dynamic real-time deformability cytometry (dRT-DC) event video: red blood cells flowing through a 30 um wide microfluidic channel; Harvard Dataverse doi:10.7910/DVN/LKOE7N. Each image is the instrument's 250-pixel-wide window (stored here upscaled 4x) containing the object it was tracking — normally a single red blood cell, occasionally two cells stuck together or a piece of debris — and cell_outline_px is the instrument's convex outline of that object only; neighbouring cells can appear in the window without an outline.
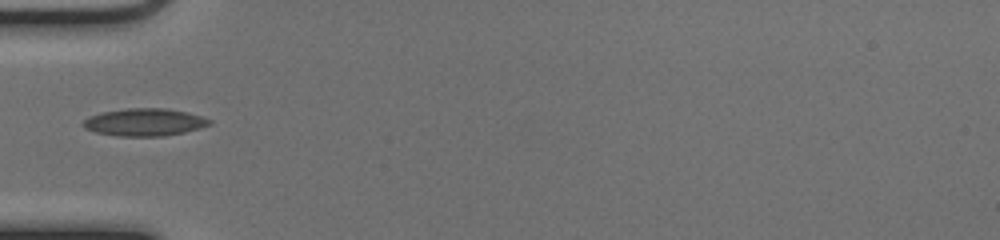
{"species": "common noctule bat (a hibernating species)", "species_latin": "Nyctalus noctula", "temperature_condition": "cold", "stored_images_in_passage": 28, "camera_frame_rate_fps": 3000, "um_per_image_px": 0.085, "animal": {"sex": "female", "body_mass_g": 17.0, "forearm_length_mm": 48.0}, "frame": {"image": 1, "passage_image": 1, "time_ms": 0.0, "image_size_px": [1000, 240], "cell_outline_px": [[212, 124], [200, 128], [184, 132], [164, 136], [116, 136], [96, 132], [84, 128], [80, 124], [88, 116], [100, 112], [128, 108], [164, 108], [188, 112], [212, 120]], "centroid_in_image_um": [12.25, 10.38], "position_along_channel_um": 72.7, "area_um2": 20.4}}
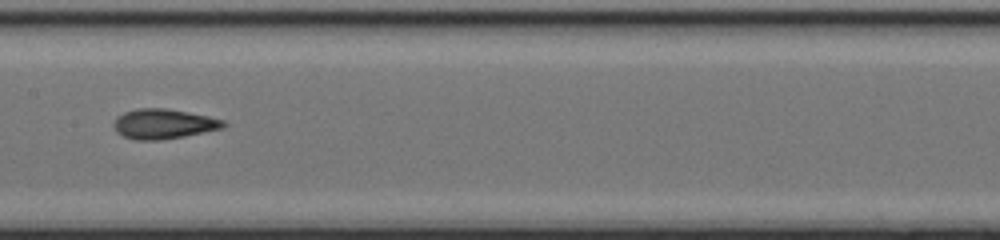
{"frame": {"image": 2, "passage_image": 10, "time_ms": 3.0, "image_size_px": [1000, 240], "cell_outline_px": [[228, 124], [224, 128], [184, 136], [160, 140], [136, 140], [124, 136], [116, 132], [112, 124], [116, 116], [124, 112], [136, 108], [164, 108], [208, 116], [224, 120]], "centroid_in_image_um": [13.88, 10.53], "position_along_channel_um": 193.5, "area_um2": 19.19}}
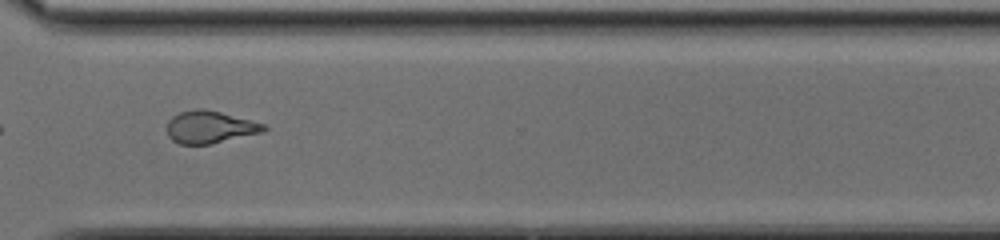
{"frame": {"image": 3, "passage_image": 22, "time_ms": 7.0, "image_size_px": [1000, 240], "cell_outline_px": [[268, 128], [264, 132], [212, 144], [180, 144], [172, 140], [168, 136], [168, 120], [172, 116], [180, 112], [196, 108], [204, 108], [220, 112], [264, 124]], "centroid_in_image_um": [17.84, 10.8], "position_along_channel_um": 352.8, "area_um2": 18.26}, "authors_computed_cell_mechanics": {"area_um2": 18.207, "velocity_mm_per_s": 3.9911, "shape_relaxation_time_tau1_ms": 6.537, "shape_relaxation_time_tau2_ms": 2.1574, "deformation_change_tau1": 0.2229, "deformation_change_tau2": 0.1008}}